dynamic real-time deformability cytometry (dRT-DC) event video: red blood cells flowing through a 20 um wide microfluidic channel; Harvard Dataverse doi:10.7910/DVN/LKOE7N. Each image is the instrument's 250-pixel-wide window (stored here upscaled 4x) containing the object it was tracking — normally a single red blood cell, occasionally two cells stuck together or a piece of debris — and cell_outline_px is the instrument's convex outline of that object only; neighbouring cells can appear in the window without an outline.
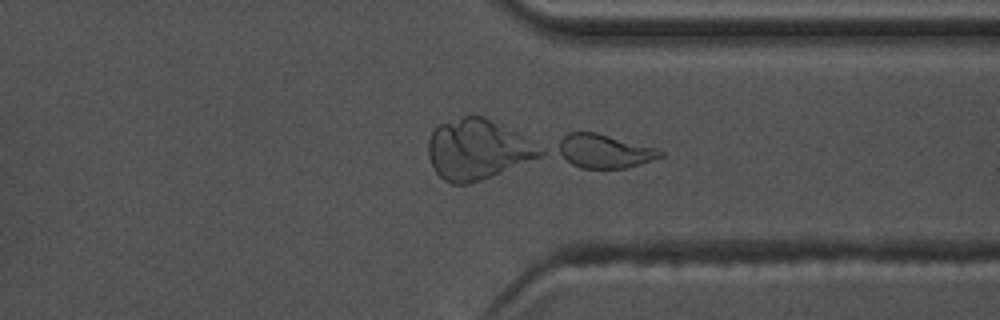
{"species": "common noctule bat (a hibernating species)", "species_latin": "Nyctalus noctula", "temperature_condition": "warm", "stored_images_in_passage": 43, "camera_frame_rate_fps": 3000, "um_per_image_px": 0.085, "animal": {"sex": "male", "body_mass_g": 17.5, "forearm_length_mm": 52.3}, "frame": {"image": 1, "passage_image": 31, "time_ms": 10.0, "image_size_px": [1000, 320], "cell_outline_px": [[664, 156], [628, 168], [580, 168], [572, 164], [556, 152], [560, 140], [568, 132], [596, 132], [656, 148], [664, 152]], "centroid_in_image_um": [51.36, 12.85], "position_along_channel_um": 360.0, "area_um2": 20.11}}